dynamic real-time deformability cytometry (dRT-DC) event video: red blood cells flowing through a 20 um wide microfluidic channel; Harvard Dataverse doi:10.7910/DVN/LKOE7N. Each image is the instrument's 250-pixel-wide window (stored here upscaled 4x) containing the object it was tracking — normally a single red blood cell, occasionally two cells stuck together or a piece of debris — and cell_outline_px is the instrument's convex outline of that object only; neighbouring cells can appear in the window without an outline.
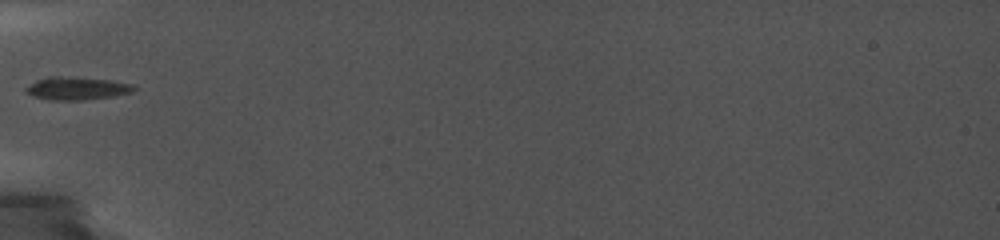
{"species": "common noctule bat (a hibernating species)", "species_latin": "Nyctalus noctula", "temperature_condition": "cold", "stored_images_in_passage": 20, "camera_frame_rate_fps": 5000, "um_per_image_px": 0.085, "animal": {"sex": "female", "body_mass_g": 19.0, "forearm_length_mm": 56.7}, "frame": {"image": 1, "passage_image": 1, "time_ms": 0.0, "image_size_px": [1000, 240], "cell_outline_px": [[136, 88], [132, 92], [112, 96], [84, 100], [52, 100], [36, 96], [28, 92], [24, 88], [36, 80], [48, 76], [52, 76], [108, 80], [132, 84]], "centroid_in_image_um": [6.53, 7.51], "position_along_channel_um": 78.5, "area_um2": 13.99}}